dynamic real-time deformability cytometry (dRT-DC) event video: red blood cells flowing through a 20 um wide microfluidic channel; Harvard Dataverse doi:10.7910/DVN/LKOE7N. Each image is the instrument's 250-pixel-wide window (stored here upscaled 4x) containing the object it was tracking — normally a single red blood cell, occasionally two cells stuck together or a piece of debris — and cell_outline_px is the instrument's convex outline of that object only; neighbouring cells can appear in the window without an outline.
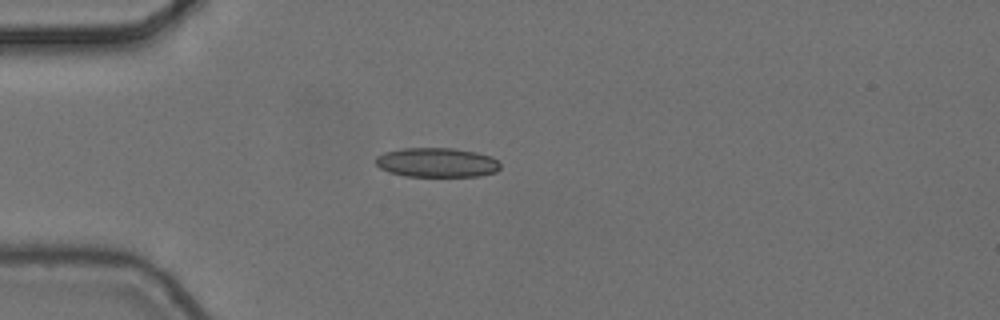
{"species": "common noctule bat (a hibernating species)", "species_latin": "Nyctalus noctula", "temperature_condition": "cold", "stored_images_in_passage": 2, "camera_frame_rate_fps": 3000, "um_per_image_px": 0.085, "animal": {"sex": "female", "body_mass_g": 24.6, "forearm_length_mm": 56.2}, "frame": {"image": 1, "passage_image": 2, "time_ms": 0.333, "image_size_px": [1000, 320], "cell_outline_px": [[500, 168], [496, 172], [480, 176], [404, 176], [388, 172], [380, 168], [376, 164], [376, 156], [384, 152], [400, 148], [452, 148], [476, 152], [492, 156], [500, 164]], "centroid_in_image_um": [37.12, 13.81], "position_along_channel_um": 47.9, "area_um2": 21.5}}